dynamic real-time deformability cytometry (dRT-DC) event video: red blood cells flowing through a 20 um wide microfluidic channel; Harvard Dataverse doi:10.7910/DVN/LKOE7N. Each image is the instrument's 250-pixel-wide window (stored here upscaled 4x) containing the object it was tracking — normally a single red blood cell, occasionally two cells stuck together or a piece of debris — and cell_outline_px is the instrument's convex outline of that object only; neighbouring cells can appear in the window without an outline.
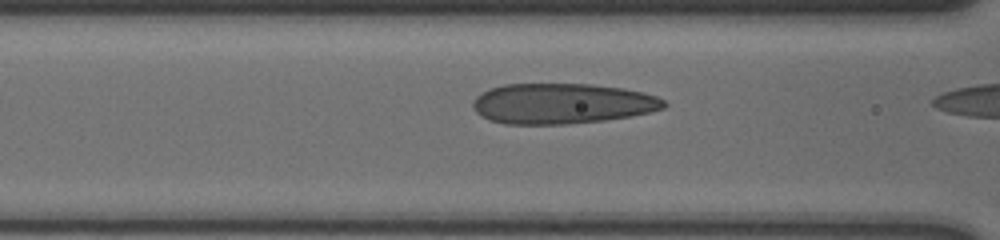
{"species": "human", "species_latin": "Homo sapiens", "temperature_condition": "cold", "stored_images_in_passage": 17, "camera_frame_rate_fps": 3000, "um_per_image_px": 0.085, "donor": {"sex": "male"}, "frame": {"image": 1, "passage_image": 16, "time_ms": 5.0, "image_size_px": [1000, 240], "cell_outline_px": [[668, 104], [664, 108], [648, 112], [628, 116], [604, 120], [568, 124], [504, 124], [488, 120], [476, 112], [472, 104], [472, 100], [476, 96], [492, 88], [504, 84], [592, 84], [624, 88], [644, 92], [656, 96], [664, 100]], "centroid_in_image_um": [47.77, 8.8], "position_along_channel_um": 118.8, "area_um2": 45.08}}